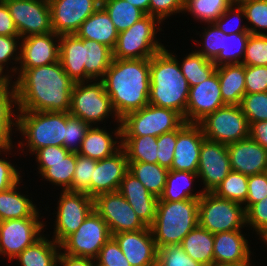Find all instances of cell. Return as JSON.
I'll list each match as a JSON object with an SVG mask.
<instances>
[{"label":"cell","mask_w":267,"mask_h":266,"mask_svg":"<svg viewBox=\"0 0 267 266\" xmlns=\"http://www.w3.org/2000/svg\"><path fill=\"white\" fill-rule=\"evenodd\" d=\"M12 84L18 111L69 112L74 82L59 61L25 69Z\"/></svg>","instance_id":"cell-1"},{"label":"cell","mask_w":267,"mask_h":266,"mask_svg":"<svg viewBox=\"0 0 267 266\" xmlns=\"http://www.w3.org/2000/svg\"><path fill=\"white\" fill-rule=\"evenodd\" d=\"M101 81L121 120L149 104L150 58H113Z\"/></svg>","instance_id":"cell-2"},{"label":"cell","mask_w":267,"mask_h":266,"mask_svg":"<svg viewBox=\"0 0 267 266\" xmlns=\"http://www.w3.org/2000/svg\"><path fill=\"white\" fill-rule=\"evenodd\" d=\"M190 86L178 60L166 49L150 58L149 104L185 116Z\"/></svg>","instance_id":"cell-3"},{"label":"cell","mask_w":267,"mask_h":266,"mask_svg":"<svg viewBox=\"0 0 267 266\" xmlns=\"http://www.w3.org/2000/svg\"><path fill=\"white\" fill-rule=\"evenodd\" d=\"M16 134L22 140L15 141L19 157L47 146L64 147L66 112L18 111Z\"/></svg>","instance_id":"cell-4"},{"label":"cell","mask_w":267,"mask_h":266,"mask_svg":"<svg viewBox=\"0 0 267 266\" xmlns=\"http://www.w3.org/2000/svg\"><path fill=\"white\" fill-rule=\"evenodd\" d=\"M199 200L158 201L150 226L157 249L181 245L183 238L198 225Z\"/></svg>","instance_id":"cell-5"},{"label":"cell","mask_w":267,"mask_h":266,"mask_svg":"<svg viewBox=\"0 0 267 266\" xmlns=\"http://www.w3.org/2000/svg\"><path fill=\"white\" fill-rule=\"evenodd\" d=\"M68 113L80 118L90 126H101V124L106 126L109 119L111 120L109 126H111V122H114L115 125H121V120L116 114L101 80L75 83L71 92Z\"/></svg>","instance_id":"cell-6"},{"label":"cell","mask_w":267,"mask_h":266,"mask_svg":"<svg viewBox=\"0 0 267 266\" xmlns=\"http://www.w3.org/2000/svg\"><path fill=\"white\" fill-rule=\"evenodd\" d=\"M160 31L164 32L162 23L157 18L146 14L127 30L119 32L115 48L113 49V58H151L166 47L161 42L162 39L159 38L158 34L162 35Z\"/></svg>","instance_id":"cell-7"},{"label":"cell","mask_w":267,"mask_h":266,"mask_svg":"<svg viewBox=\"0 0 267 266\" xmlns=\"http://www.w3.org/2000/svg\"><path fill=\"white\" fill-rule=\"evenodd\" d=\"M198 225L213 234L244 230L247 227L245 208L213 192H204L199 199Z\"/></svg>","instance_id":"cell-8"},{"label":"cell","mask_w":267,"mask_h":266,"mask_svg":"<svg viewBox=\"0 0 267 266\" xmlns=\"http://www.w3.org/2000/svg\"><path fill=\"white\" fill-rule=\"evenodd\" d=\"M60 191L56 201L57 207H55L52 218L55 217L51 225L53 231L49 230L52 235V239L57 243L61 244L68 236L77 231V229L84 222L86 217L94 209V198L90 197L83 192H72V191ZM55 214V215H54Z\"/></svg>","instance_id":"cell-9"},{"label":"cell","mask_w":267,"mask_h":266,"mask_svg":"<svg viewBox=\"0 0 267 266\" xmlns=\"http://www.w3.org/2000/svg\"><path fill=\"white\" fill-rule=\"evenodd\" d=\"M185 122L177 111L146 105L121 119L122 136H153L178 129Z\"/></svg>","instance_id":"cell-10"},{"label":"cell","mask_w":267,"mask_h":266,"mask_svg":"<svg viewBox=\"0 0 267 266\" xmlns=\"http://www.w3.org/2000/svg\"><path fill=\"white\" fill-rule=\"evenodd\" d=\"M198 124L206 139L226 145L249 137L250 124L240 105H225Z\"/></svg>","instance_id":"cell-11"},{"label":"cell","mask_w":267,"mask_h":266,"mask_svg":"<svg viewBox=\"0 0 267 266\" xmlns=\"http://www.w3.org/2000/svg\"><path fill=\"white\" fill-rule=\"evenodd\" d=\"M111 237L107 223L93 209L77 231L60 244L61 251L70 256L96 259Z\"/></svg>","instance_id":"cell-12"},{"label":"cell","mask_w":267,"mask_h":266,"mask_svg":"<svg viewBox=\"0 0 267 266\" xmlns=\"http://www.w3.org/2000/svg\"><path fill=\"white\" fill-rule=\"evenodd\" d=\"M44 218L9 219L0 222V256L13 263L26 247L39 240L46 229Z\"/></svg>","instance_id":"cell-13"},{"label":"cell","mask_w":267,"mask_h":266,"mask_svg":"<svg viewBox=\"0 0 267 266\" xmlns=\"http://www.w3.org/2000/svg\"><path fill=\"white\" fill-rule=\"evenodd\" d=\"M19 37L53 32L48 0H3Z\"/></svg>","instance_id":"cell-14"},{"label":"cell","mask_w":267,"mask_h":266,"mask_svg":"<svg viewBox=\"0 0 267 266\" xmlns=\"http://www.w3.org/2000/svg\"><path fill=\"white\" fill-rule=\"evenodd\" d=\"M94 210L105 220L112 235L147 227L119 191L97 195Z\"/></svg>","instance_id":"cell-15"},{"label":"cell","mask_w":267,"mask_h":266,"mask_svg":"<svg viewBox=\"0 0 267 266\" xmlns=\"http://www.w3.org/2000/svg\"><path fill=\"white\" fill-rule=\"evenodd\" d=\"M227 145L208 139L201 144L197 175L204 192H213L231 171Z\"/></svg>","instance_id":"cell-16"},{"label":"cell","mask_w":267,"mask_h":266,"mask_svg":"<svg viewBox=\"0 0 267 266\" xmlns=\"http://www.w3.org/2000/svg\"><path fill=\"white\" fill-rule=\"evenodd\" d=\"M60 35L55 32L30 35L20 41V60L15 80L25 69L45 66L59 61Z\"/></svg>","instance_id":"cell-17"},{"label":"cell","mask_w":267,"mask_h":266,"mask_svg":"<svg viewBox=\"0 0 267 266\" xmlns=\"http://www.w3.org/2000/svg\"><path fill=\"white\" fill-rule=\"evenodd\" d=\"M53 32L75 34L82 23L100 6L101 0H48Z\"/></svg>","instance_id":"cell-18"},{"label":"cell","mask_w":267,"mask_h":266,"mask_svg":"<svg viewBox=\"0 0 267 266\" xmlns=\"http://www.w3.org/2000/svg\"><path fill=\"white\" fill-rule=\"evenodd\" d=\"M225 105L221 95L218 74L215 72L207 80L190 87L186 112L183 118L186 123L198 124L207 115Z\"/></svg>","instance_id":"cell-19"},{"label":"cell","mask_w":267,"mask_h":266,"mask_svg":"<svg viewBox=\"0 0 267 266\" xmlns=\"http://www.w3.org/2000/svg\"><path fill=\"white\" fill-rule=\"evenodd\" d=\"M112 237L131 266H157V247L150 227L121 232Z\"/></svg>","instance_id":"cell-20"},{"label":"cell","mask_w":267,"mask_h":266,"mask_svg":"<svg viewBox=\"0 0 267 266\" xmlns=\"http://www.w3.org/2000/svg\"><path fill=\"white\" fill-rule=\"evenodd\" d=\"M204 139L199 124L184 122L177 129L174 159L169 170L197 173L201 144Z\"/></svg>","instance_id":"cell-21"},{"label":"cell","mask_w":267,"mask_h":266,"mask_svg":"<svg viewBox=\"0 0 267 266\" xmlns=\"http://www.w3.org/2000/svg\"><path fill=\"white\" fill-rule=\"evenodd\" d=\"M249 234V231L247 235L243 230L214 234V263L249 265L255 254L251 251L253 247L248 240Z\"/></svg>","instance_id":"cell-22"},{"label":"cell","mask_w":267,"mask_h":266,"mask_svg":"<svg viewBox=\"0 0 267 266\" xmlns=\"http://www.w3.org/2000/svg\"><path fill=\"white\" fill-rule=\"evenodd\" d=\"M129 171L127 154L123 148L113 156L97 160L91 179V197L118 191L120 183Z\"/></svg>","instance_id":"cell-23"},{"label":"cell","mask_w":267,"mask_h":266,"mask_svg":"<svg viewBox=\"0 0 267 266\" xmlns=\"http://www.w3.org/2000/svg\"><path fill=\"white\" fill-rule=\"evenodd\" d=\"M231 169L246 176L267 172V150L250 137L227 145Z\"/></svg>","instance_id":"cell-24"},{"label":"cell","mask_w":267,"mask_h":266,"mask_svg":"<svg viewBox=\"0 0 267 266\" xmlns=\"http://www.w3.org/2000/svg\"><path fill=\"white\" fill-rule=\"evenodd\" d=\"M90 126L77 154L95 160L113 156L122 148V127ZM106 127H109L108 129ZM111 128V129H110Z\"/></svg>","instance_id":"cell-25"},{"label":"cell","mask_w":267,"mask_h":266,"mask_svg":"<svg viewBox=\"0 0 267 266\" xmlns=\"http://www.w3.org/2000/svg\"><path fill=\"white\" fill-rule=\"evenodd\" d=\"M118 191L127 200L137 216L148 227L154 223L158 198L129 171L122 179Z\"/></svg>","instance_id":"cell-26"},{"label":"cell","mask_w":267,"mask_h":266,"mask_svg":"<svg viewBox=\"0 0 267 266\" xmlns=\"http://www.w3.org/2000/svg\"><path fill=\"white\" fill-rule=\"evenodd\" d=\"M23 181L24 180L22 178L11 188L0 192V222L9 219L44 217L41 216V214H44L40 213L42 210L40 211L33 198L30 197L33 194L31 193L28 195V191H22V188H25V184L22 183Z\"/></svg>","instance_id":"cell-27"},{"label":"cell","mask_w":267,"mask_h":266,"mask_svg":"<svg viewBox=\"0 0 267 266\" xmlns=\"http://www.w3.org/2000/svg\"><path fill=\"white\" fill-rule=\"evenodd\" d=\"M18 116L17 92L13 84L0 90V150L15 148ZM14 135V136H13Z\"/></svg>","instance_id":"cell-28"},{"label":"cell","mask_w":267,"mask_h":266,"mask_svg":"<svg viewBox=\"0 0 267 266\" xmlns=\"http://www.w3.org/2000/svg\"><path fill=\"white\" fill-rule=\"evenodd\" d=\"M118 34L109 15L101 6L82 23L75 33L78 38L94 40L112 50L115 48Z\"/></svg>","instance_id":"cell-29"},{"label":"cell","mask_w":267,"mask_h":266,"mask_svg":"<svg viewBox=\"0 0 267 266\" xmlns=\"http://www.w3.org/2000/svg\"><path fill=\"white\" fill-rule=\"evenodd\" d=\"M196 183H200L197 173L169 170L163 193L158 201L199 200L204 191L200 184ZM196 185H199V190L196 189Z\"/></svg>","instance_id":"cell-30"},{"label":"cell","mask_w":267,"mask_h":266,"mask_svg":"<svg viewBox=\"0 0 267 266\" xmlns=\"http://www.w3.org/2000/svg\"><path fill=\"white\" fill-rule=\"evenodd\" d=\"M37 163V164H36ZM37 176L42 177V181L52 184L55 191H72V180L75 174L76 153L70 152L64 159L56 162H35ZM45 179V180H43Z\"/></svg>","instance_id":"cell-31"},{"label":"cell","mask_w":267,"mask_h":266,"mask_svg":"<svg viewBox=\"0 0 267 266\" xmlns=\"http://www.w3.org/2000/svg\"><path fill=\"white\" fill-rule=\"evenodd\" d=\"M59 60L74 83L85 82L83 41L75 34L60 35Z\"/></svg>","instance_id":"cell-32"},{"label":"cell","mask_w":267,"mask_h":266,"mask_svg":"<svg viewBox=\"0 0 267 266\" xmlns=\"http://www.w3.org/2000/svg\"><path fill=\"white\" fill-rule=\"evenodd\" d=\"M47 233L46 231V234L33 245L26 247L12 261H16L18 266H58L61 246Z\"/></svg>","instance_id":"cell-33"},{"label":"cell","mask_w":267,"mask_h":266,"mask_svg":"<svg viewBox=\"0 0 267 266\" xmlns=\"http://www.w3.org/2000/svg\"><path fill=\"white\" fill-rule=\"evenodd\" d=\"M223 102L240 105L245 95V65L224 64L216 67Z\"/></svg>","instance_id":"cell-34"},{"label":"cell","mask_w":267,"mask_h":266,"mask_svg":"<svg viewBox=\"0 0 267 266\" xmlns=\"http://www.w3.org/2000/svg\"><path fill=\"white\" fill-rule=\"evenodd\" d=\"M83 41L85 82L101 80L113 60V50L94 40L80 38Z\"/></svg>","instance_id":"cell-35"},{"label":"cell","mask_w":267,"mask_h":266,"mask_svg":"<svg viewBox=\"0 0 267 266\" xmlns=\"http://www.w3.org/2000/svg\"><path fill=\"white\" fill-rule=\"evenodd\" d=\"M214 234L197 225L184 238L181 247L193 260L210 266L214 263Z\"/></svg>","instance_id":"cell-36"},{"label":"cell","mask_w":267,"mask_h":266,"mask_svg":"<svg viewBox=\"0 0 267 266\" xmlns=\"http://www.w3.org/2000/svg\"><path fill=\"white\" fill-rule=\"evenodd\" d=\"M169 45H166V49L178 60L180 69L185 79L188 81L189 86H195L207 80L212 74L216 72L215 64L206 59L202 54L191 49V52H187L182 59L176 55L175 51L168 49Z\"/></svg>","instance_id":"cell-37"},{"label":"cell","mask_w":267,"mask_h":266,"mask_svg":"<svg viewBox=\"0 0 267 266\" xmlns=\"http://www.w3.org/2000/svg\"><path fill=\"white\" fill-rule=\"evenodd\" d=\"M129 172L135 176L150 194L158 199L163 193L169 170L157 163L128 162Z\"/></svg>","instance_id":"cell-38"},{"label":"cell","mask_w":267,"mask_h":266,"mask_svg":"<svg viewBox=\"0 0 267 266\" xmlns=\"http://www.w3.org/2000/svg\"><path fill=\"white\" fill-rule=\"evenodd\" d=\"M157 137L122 136V148L128 162L157 163Z\"/></svg>","instance_id":"cell-39"},{"label":"cell","mask_w":267,"mask_h":266,"mask_svg":"<svg viewBox=\"0 0 267 266\" xmlns=\"http://www.w3.org/2000/svg\"><path fill=\"white\" fill-rule=\"evenodd\" d=\"M101 7L107 12L118 32L127 30L146 15L126 0H101Z\"/></svg>","instance_id":"cell-40"},{"label":"cell","mask_w":267,"mask_h":266,"mask_svg":"<svg viewBox=\"0 0 267 266\" xmlns=\"http://www.w3.org/2000/svg\"><path fill=\"white\" fill-rule=\"evenodd\" d=\"M231 5L229 0H184L183 14L191 15L200 24L213 23Z\"/></svg>","instance_id":"cell-41"},{"label":"cell","mask_w":267,"mask_h":266,"mask_svg":"<svg viewBox=\"0 0 267 266\" xmlns=\"http://www.w3.org/2000/svg\"><path fill=\"white\" fill-rule=\"evenodd\" d=\"M206 25V27H205ZM202 31H197L195 29V35H199L201 40L193 39L191 40L196 44L193 48L196 52L202 54L206 59L213 61L223 49V35L224 32L221 31L217 25L213 23H204V27H201ZM200 45V46H199Z\"/></svg>","instance_id":"cell-42"},{"label":"cell","mask_w":267,"mask_h":266,"mask_svg":"<svg viewBox=\"0 0 267 266\" xmlns=\"http://www.w3.org/2000/svg\"><path fill=\"white\" fill-rule=\"evenodd\" d=\"M250 32L223 35V49L212 61L215 66L224 64H241Z\"/></svg>","instance_id":"cell-43"},{"label":"cell","mask_w":267,"mask_h":266,"mask_svg":"<svg viewBox=\"0 0 267 266\" xmlns=\"http://www.w3.org/2000/svg\"><path fill=\"white\" fill-rule=\"evenodd\" d=\"M248 178L244 174L231 170L213 193L222 199L244 204L248 194Z\"/></svg>","instance_id":"cell-44"},{"label":"cell","mask_w":267,"mask_h":266,"mask_svg":"<svg viewBox=\"0 0 267 266\" xmlns=\"http://www.w3.org/2000/svg\"><path fill=\"white\" fill-rule=\"evenodd\" d=\"M20 41L19 36L0 35V69L10 80L17 72L20 60Z\"/></svg>","instance_id":"cell-45"},{"label":"cell","mask_w":267,"mask_h":266,"mask_svg":"<svg viewBox=\"0 0 267 266\" xmlns=\"http://www.w3.org/2000/svg\"><path fill=\"white\" fill-rule=\"evenodd\" d=\"M241 6L250 34L267 35V0H245Z\"/></svg>","instance_id":"cell-46"},{"label":"cell","mask_w":267,"mask_h":266,"mask_svg":"<svg viewBox=\"0 0 267 266\" xmlns=\"http://www.w3.org/2000/svg\"><path fill=\"white\" fill-rule=\"evenodd\" d=\"M97 160L76 153L75 174L72 180V192H83L91 197V179Z\"/></svg>","instance_id":"cell-47"},{"label":"cell","mask_w":267,"mask_h":266,"mask_svg":"<svg viewBox=\"0 0 267 266\" xmlns=\"http://www.w3.org/2000/svg\"><path fill=\"white\" fill-rule=\"evenodd\" d=\"M18 153L19 151L16 149V147L0 150V192L11 188L23 178L22 174L24 172H22L21 169L24 168V166L19 167L17 166V164L12 162V159L10 160L8 158L10 157L9 155L15 157V155L17 154L19 156Z\"/></svg>","instance_id":"cell-48"},{"label":"cell","mask_w":267,"mask_h":266,"mask_svg":"<svg viewBox=\"0 0 267 266\" xmlns=\"http://www.w3.org/2000/svg\"><path fill=\"white\" fill-rule=\"evenodd\" d=\"M244 20L246 16L241 4H232L214 23L225 34L249 32Z\"/></svg>","instance_id":"cell-49"},{"label":"cell","mask_w":267,"mask_h":266,"mask_svg":"<svg viewBox=\"0 0 267 266\" xmlns=\"http://www.w3.org/2000/svg\"><path fill=\"white\" fill-rule=\"evenodd\" d=\"M240 107L249 123L267 120V92L245 93Z\"/></svg>","instance_id":"cell-50"},{"label":"cell","mask_w":267,"mask_h":266,"mask_svg":"<svg viewBox=\"0 0 267 266\" xmlns=\"http://www.w3.org/2000/svg\"><path fill=\"white\" fill-rule=\"evenodd\" d=\"M241 64L267 66V35L250 34Z\"/></svg>","instance_id":"cell-51"},{"label":"cell","mask_w":267,"mask_h":266,"mask_svg":"<svg viewBox=\"0 0 267 266\" xmlns=\"http://www.w3.org/2000/svg\"><path fill=\"white\" fill-rule=\"evenodd\" d=\"M157 266H204L188 256L181 245H166L157 250Z\"/></svg>","instance_id":"cell-52"},{"label":"cell","mask_w":267,"mask_h":266,"mask_svg":"<svg viewBox=\"0 0 267 266\" xmlns=\"http://www.w3.org/2000/svg\"><path fill=\"white\" fill-rule=\"evenodd\" d=\"M89 128L90 125L88 123L66 112V137L64 138V147L69 152L78 153Z\"/></svg>","instance_id":"cell-53"},{"label":"cell","mask_w":267,"mask_h":266,"mask_svg":"<svg viewBox=\"0 0 267 266\" xmlns=\"http://www.w3.org/2000/svg\"><path fill=\"white\" fill-rule=\"evenodd\" d=\"M246 229L258 237L267 229V197L262 201L250 205L246 210ZM248 228V229H247Z\"/></svg>","instance_id":"cell-54"},{"label":"cell","mask_w":267,"mask_h":266,"mask_svg":"<svg viewBox=\"0 0 267 266\" xmlns=\"http://www.w3.org/2000/svg\"><path fill=\"white\" fill-rule=\"evenodd\" d=\"M184 10V0H150L149 15L157 18L163 25L165 20L182 13Z\"/></svg>","instance_id":"cell-55"},{"label":"cell","mask_w":267,"mask_h":266,"mask_svg":"<svg viewBox=\"0 0 267 266\" xmlns=\"http://www.w3.org/2000/svg\"><path fill=\"white\" fill-rule=\"evenodd\" d=\"M95 260L98 266H131L113 237L104 244Z\"/></svg>","instance_id":"cell-56"},{"label":"cell","mask_w":267,"mask_h":266,"mask_svg":"<svg viewBox=\"0 0 267 266\" xmlns=\"http://www.w3.org/2000/svg\"><path fill=\"white\" fill-rule=\"evenodd\" d=\"M177 142V129L157 137V164L168 170L174 159V150Z\"/></svg>","instance_id":"cell-57"},{"label":"cell","mask_w":267,"mask_h":266,"mask_svg":"<svg viewBox=\"0 0 267 266\" xmlns=\"http://www.w3.org/2000/svg\"><path fill=\"white\" fill-rule=\"evenodd\" d=\"M246 93L267 92V66H245Z\"/></svg>","instance_id":"cell-58"},{"label":"cell","mask_w":267,"mask_h":266,"mask_svg":"<svg viewBox=\"0 0 267 266\" xmlns=\"http://www.w3.org/2000/svg\"><path fill=\"white\" fill-rule=\"evenodd\" d=\"M267 197V172L251 175L248 178V194L243 204L245 210L252 204Z\"/></svg>","instance_id":"cell-59"},{"label":"cell","mask_w":267,"mask_h":266,"mask_svg":"<svg viewBox=\"0 0 267 266\" xmlns=\"http://www.w3.org/2000/svg\"><path fill=\"white\" fill-rule=\"evenodd\" d=\"M70 152L63 146H47L38 149L33 155L36 162H56L64 159Z\"/></svg>","instance_id":"cell-60"},{"label":"cell","mask_w":267,"mask_h":266,"mask_svg":"<svg viewBox=\"0 0 267 266\" xmlns=\"http://www.w3.org/2000/svg\"><path fill=\"white\" fill-rule=\"evenodd\" d=\"M0 35L19 36L9 9L3 0H0Z\"/></svg>","instance_id":"cell-61"},{"label":"cell","mask_w":267,"mask_h":266,"mask_svg":"<svg viewBox=\"0 0 267 266\" xmlns=\"http://www.w3.org/2000/svg\"><path fill=\"white\" fill-rule=\"evenodd\" d=\"M249 124V137L267 150V120Z\"/></svg>","instance_id":"cell-62"},{"label":"cell","mask_w":267,"mask_h":266,"mask_svg":"<svg viewBox=\"0 0 267 266\" xmlns=\"http://www.w3.org/2000/svg\"><path fill=\"white\" fill-rule=\"evenodd\" d=\"M58 266H96V260L91 258L70 256L60 251Z\"/></svg>","instance_id":"cell-63"},{"label":"cell","mask_w":267,"mask_h":266,"mask_svg":"<svg viewBox=\"0 0 267 266\" xmlns=\"http://www.w3.org/2000/svg\"><path fill=\"white\" fill-rule=\"evenodd\" d=\"M135 7L139 8L142 10L145 14L149 15V3L150 0H126Z\"/></svg>","instance_id":"cell-64"},{"label":"cell","mask_w":267,"mask_h":266,"mask_svg":"<svg viewBox=\"0 0 267 266\" xmlns=\"http://www.w3.org/2000/svg\"><path fill=\"white\" fill-rule=\"evenodd\" d=\"M11 84H12L11 80L0 69V90L7 88Z\"/></svg>","instance_id":"cell-65"},{"label":"cell","mask_w":267,"mask_h":266,"mask_svg":"<svg viewBox=\"0 0 267 266\" xmlns=\"http://www.w3.org/2000/svg\"><path fill=\"white\" fill-rule=\"evenodd\" d=\"M259 238H257L258 240H261L260 243H262L261 245H265V247H267V229L264 230L259 236ZM267 249V248H266Z\"/></svg>","instance_id":"cell-66"},{"label":"cell","mask_w":267,"mask_h":266,"mask_svg":"<svg viewBox=\"0 0 267 266\" xmlns=\"http://www.w3.org/2000/svg\"><path fill=\"white\" fill-rule=\"evenodd\" d=\"M210 266H248V265H238V264H228V263H212Z\"/></svg>","instance_id":"cell-67"},{"label":"cell","mask_w":267,"mask_h":266,"mask_svg":"<svg viewBox=\"0 0 267 266\" xmlns=\"http://www.w3.org/2000/svg\"><path fill=\"white\" fill-rule=\"evenodd\" d=\"M232 4H241L245 0H229Z\"/></svg>","instance_id":"cell-68"},{"label":"cell","mask_w":267,"mask_h":266,"mask_svg":"<svg viewBox=\"0 0 267 266\" xmlns=\"http://www.w3.org/2000/svg\"><path fill=\"white\" fill-rule=\"evenodd\" d=\"M256 260H253L248 266H257L254 262H255ZM253 264V265H252Z\"/></svg>","instance_id":"cell-69"}]
</instances>
